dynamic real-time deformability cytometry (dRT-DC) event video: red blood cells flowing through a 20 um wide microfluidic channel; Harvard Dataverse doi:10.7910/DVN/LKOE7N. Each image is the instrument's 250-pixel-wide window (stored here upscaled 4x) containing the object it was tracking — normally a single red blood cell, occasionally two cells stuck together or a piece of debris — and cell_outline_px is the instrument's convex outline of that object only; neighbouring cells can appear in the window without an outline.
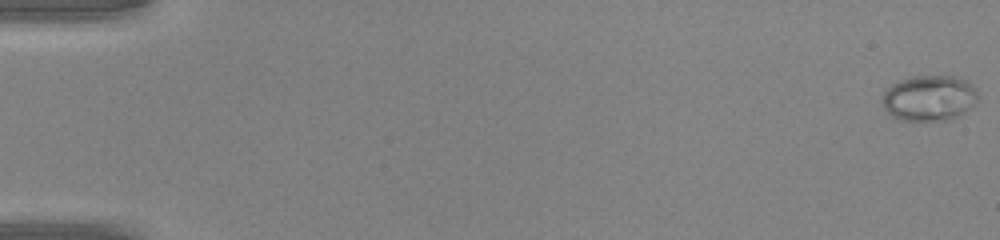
{"species": "common noctule bat (a hibernating species)", "species_latin": "Nyctalus noctula", "temperature_condition": "warm", "stored_images_in_passage": 47, "camera_frame_rate_fps": 3000, "um_per_image_px": 0.085, "animal": {"sex": "male", "body_mass_g": 20.0, "forearm_length_mm": 53.3}, "frame": {"image": 1, "passage_image": 1, "time_ms": 0.0, "image_size_px": [1000, 240], "cell_outline_px": [[980, 96], [976, 104], [960, 116], [952, 120], [900, 120], [892, 116], [884, 108], [880, 100], [884, 88], [908, 76], [956, 76], [968, 80], [976, 88]], "centroid_in_image_um": [79.0, 8.32], "position_along_channel_um": 6.0, "area_um2": 26.24}}
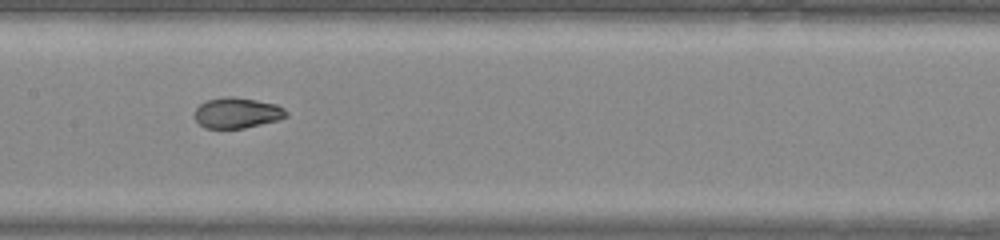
{"frame": {"image": 2, "passage_image": 25, "time_ms": 8.0, "image_size_px": [1000, 240], "cell_outline_px": [[288, 116], [280, 120], [244, 128], [204, 128], [196, 120], [196, 108], [200, 104], [208, 100], [228, 96], [232, 96], [256, 100], [276, 104], [284, 108], [288, 112]], "centroid_in_image_um": [20.2, 9.6], "position_along_channel_um": 187.2, "area_um2": 16.3}}
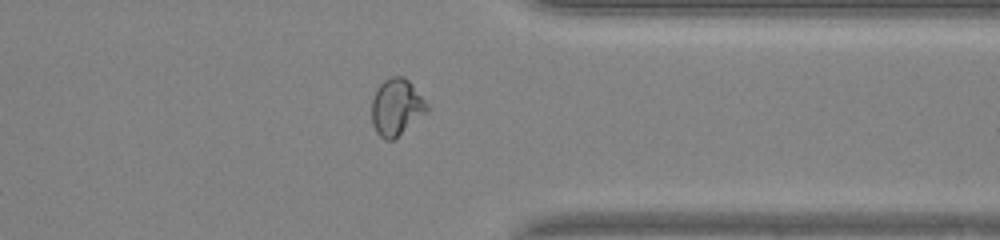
{"frame": {"image": 3, "passage_image": 38, "time_ms": 12.333, "image_size_px": [1000, 240], "cell_outline_px": [[428, 112], [392, 140], [384, 140], [376, 132], [372, 124], [372, 100], [376, 88], [384, 80], [392, 76], [404, 76], [412, 84], [428, 104]], "centroid_in_image_um": [33.69, 9.1], "position_along_channel_um": 377.7, "area_um2": 18.26}}